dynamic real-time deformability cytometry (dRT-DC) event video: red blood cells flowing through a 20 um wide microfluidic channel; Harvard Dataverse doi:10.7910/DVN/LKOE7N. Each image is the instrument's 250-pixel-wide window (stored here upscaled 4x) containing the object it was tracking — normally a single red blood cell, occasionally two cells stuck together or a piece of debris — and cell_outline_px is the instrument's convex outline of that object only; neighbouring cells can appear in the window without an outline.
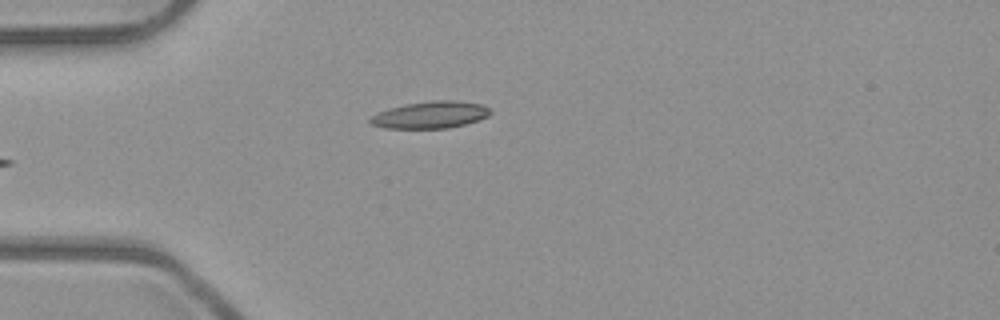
{"species": "common noctule bat (a hibernating species)", "species_latin": "Nyctalus noctula", "temperature_condition": "room temperature", "stored_images_in_passage": 4, "camera_frame_rate_fps": 3000, "um_per_image_px": 0.085, "animal": {"sex": "male", "body_mass_g": 23.1, "forearm_length_mm": 52.7}, "frame": {"image": 1, "passage_image": 4, "time_ms": 1.0, "image_size_px": [1000, 320], "cell_outline_px": [[492, 112], [488, 116], [464, 124], [448, 128], [384, 128], [372, 124], [368, 120], [376, 112], [388, 108], [404, 104], [432, 100], [452, 100], [484, 104]], "centroid_in_image_um": [36.56, 9.75], "position_along_channel_um": 48.4, "area_um2": 18.9}}